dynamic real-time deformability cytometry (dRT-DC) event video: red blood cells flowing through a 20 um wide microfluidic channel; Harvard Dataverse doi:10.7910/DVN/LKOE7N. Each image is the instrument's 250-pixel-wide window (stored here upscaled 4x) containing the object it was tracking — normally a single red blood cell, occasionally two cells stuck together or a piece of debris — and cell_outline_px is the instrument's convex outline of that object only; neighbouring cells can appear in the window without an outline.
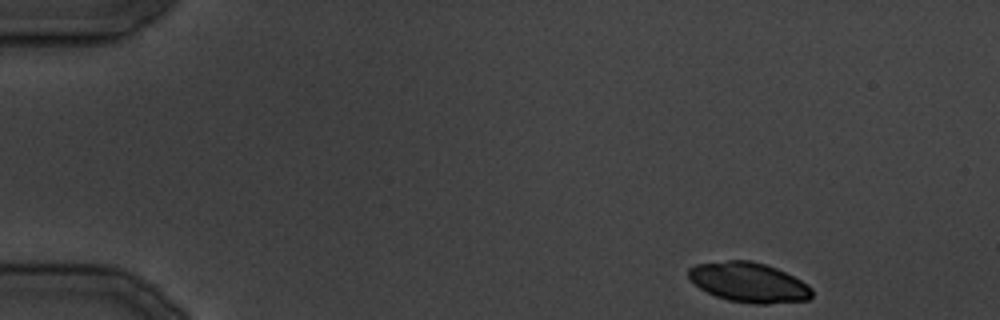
{"species": "common noctule bat (a hibernating species)", "species_latin": "Nyctalus noctula", "temperature_condition": "cold", "stored_images_in_passage": 31, "camera_frame_rate_fps": 3000, "um_per_image_px": 0.085, "animal": {"sex": "male", "body_mass_g": 19.5, "forearm_length_mm": 54.6}, "frame": {"image": 1, "passage_image": 1, "time_ms": 0.0, "image_size_px": [1000, 320], "cell_outline_px": [[812, 296], [808, 300], [768, 304], [752, 304], [728, 300], [716, 296], [700, 288], [688, 276], [688, 268], [696, 264], [728, 260], [752, 260], [776, 268], [808, 284], [812, 288]], "centroid_in_image_um": [63.66, 24.0], "position_along_channel_um": 21.3, "area_um2": 28.55}}
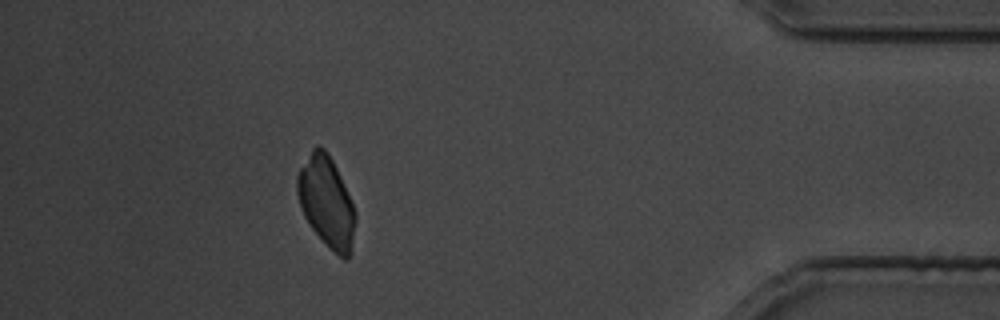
{"frame": {"image": 2, "passage_image": 28, "time_ms": 33.667, "image_size_px": [1000, 320], "cell_outline_px": [[356, 220], [348, 260], [344, 260], [312, 228], [304, 216], [300, 208], [296, 192], [296, 176], [300, 168], [312, 148], [316, 144], [320, 144], [328, 152], [340, 176], [356, 212]], "centroid_in_image_um": [27.72, 17.09], "position_along_channel_um": 407.5, "area_um2": 30.29}}